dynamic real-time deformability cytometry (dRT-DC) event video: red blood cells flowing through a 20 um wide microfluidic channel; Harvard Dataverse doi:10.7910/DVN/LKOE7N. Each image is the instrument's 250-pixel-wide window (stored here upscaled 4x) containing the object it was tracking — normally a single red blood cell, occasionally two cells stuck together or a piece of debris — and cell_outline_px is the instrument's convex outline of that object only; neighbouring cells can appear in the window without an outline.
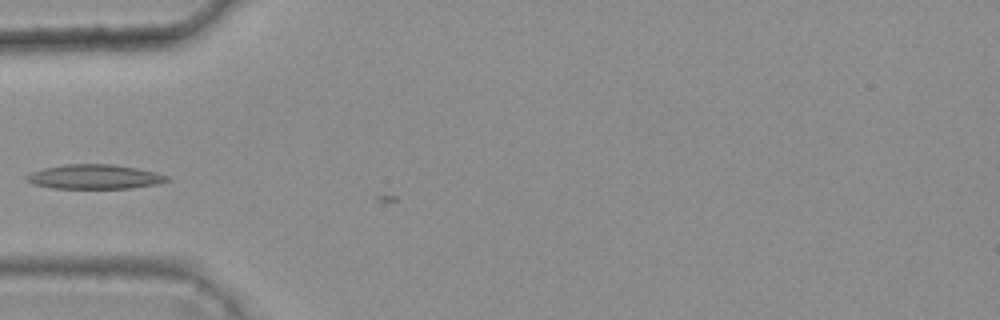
{"species": "common noctule bat (a hibernating species)", "species_latin": "Nyctalus noctula", "temperature_condition": "warm", "stored_images_in_passage": 7, "camera_frame_rate_fps": 3000, "um_per_image_px": 0.085, "animal": {"sex": "female", "body_mass_g": 25.1}, "frame": {"image": 1, "passage_image": 5, "time_ms": 1.333, "image_size_px": [1000, 320], "cell_outline_px": [[172, 180], [156, 184], [132, 188], [52, 188], [32, 184], [24, 176], [32, 172], [44, 168], [68, 164], [112, 164], [136, 168], [156, 172], [168, 176]], "centroid_in_image_um": [8.06, 15.03], "position_along_channel_um": 76.9, "area_um2": 19.94}}
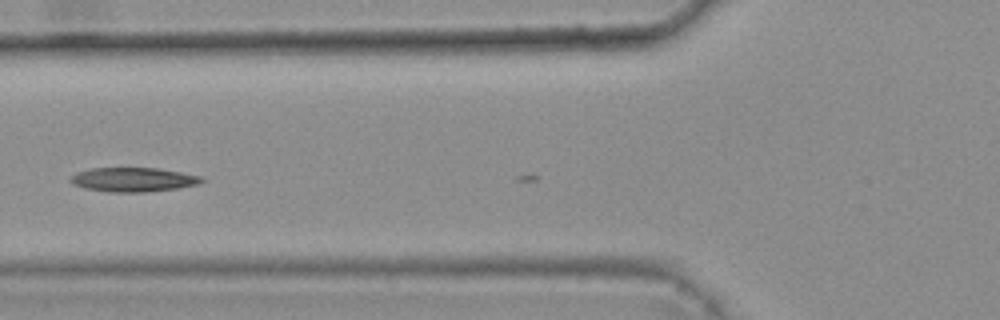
{"frame": {"image": 2, "passage_image": 6, "time_ms": 1.667, "image_size_px": [1000, 320], "cell_outline_px": [[204, 180], [200, 184], [176, 188], [144, 192], [108, 192], [84, 188], [72, 184], [68, 180], [76, 172], [92, 168], [156, 168], [180, 172], [200, 176]], "centroid_in_image_um": [11.28, 15.27], "position_along_channel_um": 114.5, "area_um2": 18.44}}